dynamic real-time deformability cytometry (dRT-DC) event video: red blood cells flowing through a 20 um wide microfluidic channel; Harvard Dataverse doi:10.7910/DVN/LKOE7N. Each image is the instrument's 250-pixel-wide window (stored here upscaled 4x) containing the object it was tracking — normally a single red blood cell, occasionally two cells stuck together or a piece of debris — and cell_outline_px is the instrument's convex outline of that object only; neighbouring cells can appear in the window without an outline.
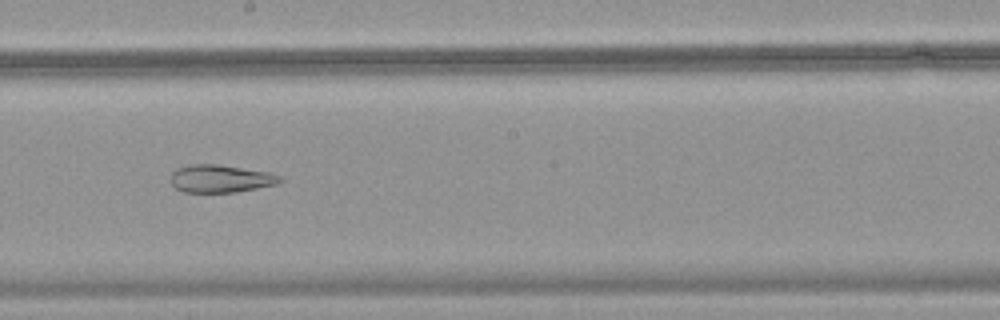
{"species": "common noctule bat (a hibernating species)", "species_latin": "Nyctalus noctula", "temperature_condition": "warm", "stored_images_in_passage": 50, "camera_frame_rate_fps": 3000, "um_per_image_px": 0.085, "animal": {"sex": "female", "body_mass_g": 18.4}, "frame": {"image": 1, "passage_image": 29, "time_ms": 9.333, "image_size_px": [1000, 320], "cell_outline_px": [[284, 180], [280, 184], [236, 192], [184, 192], [176, 188], [172, 184], [172, 172], [176, 168], [188, 164], [216, 164], [268, 172], [280, 176]], "centroid_in_image_um": [18.77, 15.18], "position_along_channel_um": 229.4, "area_um2": 17.69}}
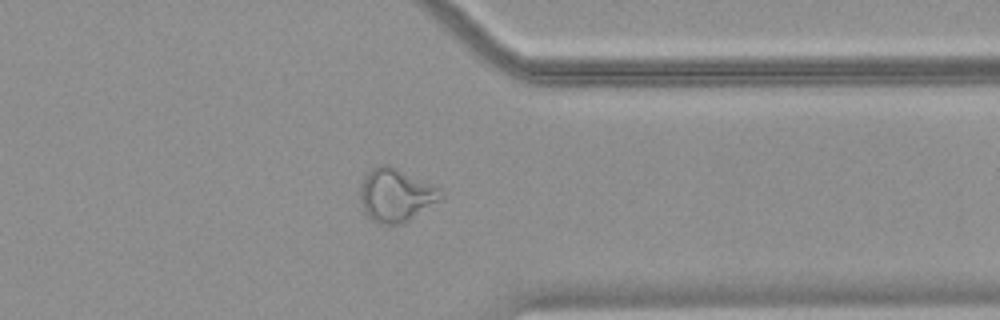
{"frame": {"image": 2, "passage_image": 40, "time_ms": 13.0, "image_size_px": [1000, 320], "cell_outline_px": [[444, 196], [408, 220], [400, 224], [380, 224], [372, 220], [364, 212], [360, 196], [360, 184], [364, 172], [380, 164], [388, 164], [436, 184], [440, 188]], "centroid_in_image_um": [33.62, 16.53], "position_along_channel_um": 377.8, "area_um2": 25.2}}
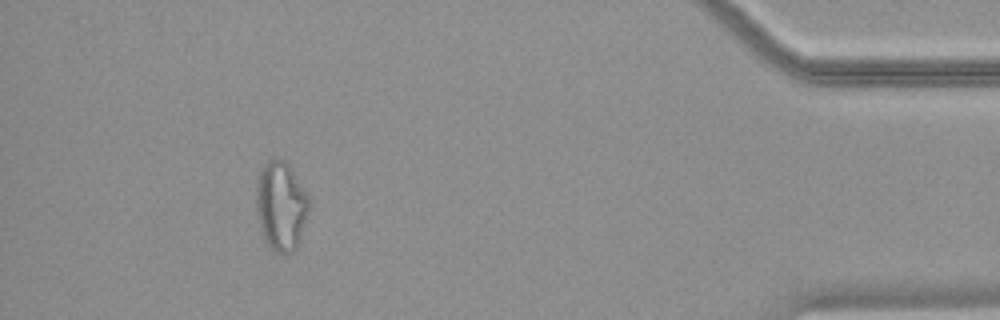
{"frame": {"image": 3, "passage_image": 46, "time_ms": 15.0, "image_size_px": [1000, 320], "cell_outline_px": [[312, 204], [300, 244], [288, 256], [276, 252], [268, 248], [264, 240], [260, 228], [256, 212], [256, 176], [264, 164], [268, 160], [284, 160], [292, 168], [312, 200]], "centroid_in_image_um": [23.92, 17.56], "position_along_channel_um": 411.3, "area_um2": 28.67}}